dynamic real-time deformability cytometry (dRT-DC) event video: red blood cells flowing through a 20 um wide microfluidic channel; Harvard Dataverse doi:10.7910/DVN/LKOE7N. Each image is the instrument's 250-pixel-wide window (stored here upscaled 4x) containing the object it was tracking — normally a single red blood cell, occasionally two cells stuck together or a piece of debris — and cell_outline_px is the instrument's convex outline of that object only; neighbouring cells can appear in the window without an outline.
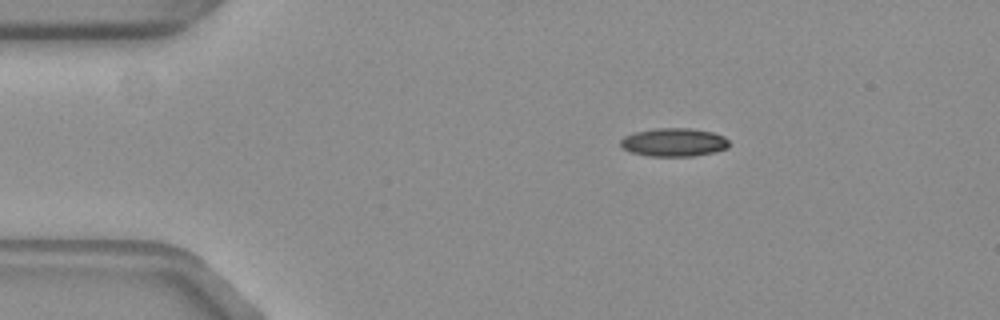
{"species": "common noctule bat (a hibernating species)", "species_latin": "Nyctalus noctula", "temperature_condition": "warm", "stored_images_in_passage": 26, "camera_frame_rate_fps": 3000, "um_per_image_px": 0.085, "animal": {"sex": "female", "body_mass_g": 19.3, "forearm_length_mm": 54.1}, "frame": {"image": 1, "passage_image": 1, "time_ms": 0.0, "image_size_px": [1000, 320], "cell_outline_px": [[728, 148], [712, 152], [692, 156], [652, 156], [632, 152], [624, 148], [620, 144], [620, 140], [624, 136], [632, 132], [656, 128], [688, 128], [712, 132], [724, 136], [728, 140]], "centroid_in_image_um": [57.26, 12.08], "position_along_channel_um": 27.7, "area_um2": 17.8}}
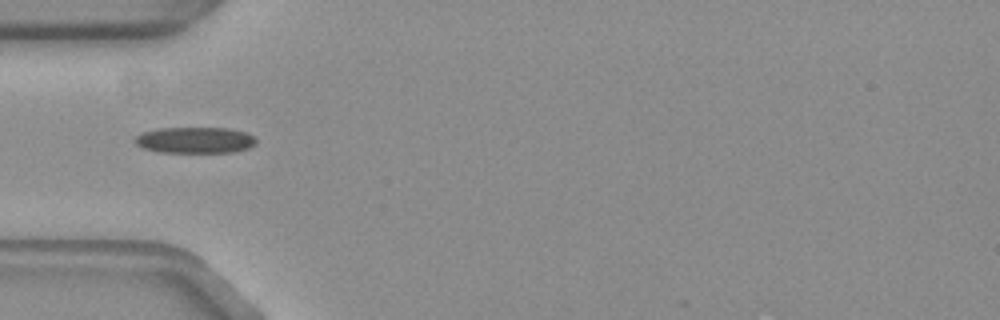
{"frame": {"image": 2, "passage_image": 9, "time_ms": 2.667, "image_size_px": [1000, 320], "cell_outline_px": [[256, 144], [248, 148], [232, 152], [156, 152], [140, 148], [132, 140], [140, 132], [160, 128], [228, 128], [248, 132], [256, 136]], "centroid_in_image_um": [16.55, 11.91], "position_along_channel_um": 68.4, "area_um2": 18.84}}
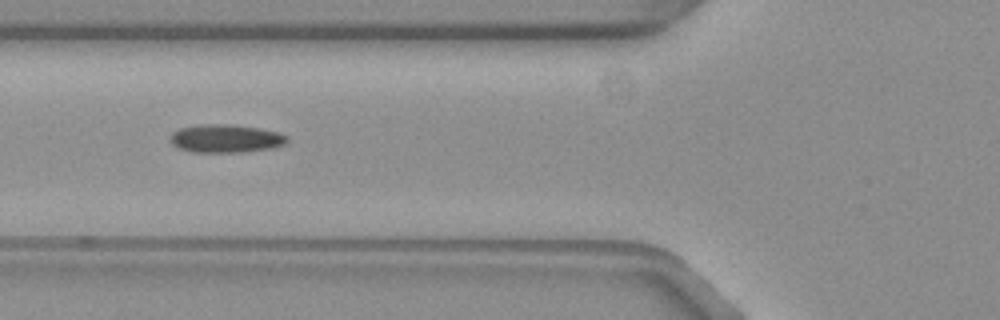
{"frame": {"image": 3, "passage_image": 12, "time_ms": 3.667, "image_size_px": [1000, 320], "cell_outline_px": [[288, 140], [284, 144], [272, 148], [240, 152], [192, 152], [180, 148], [172, 144], [172, 132], [180, 128], [200, 124], [228, 124], [260, 128], [276, 132], [288, 136]], "centroid_in_image_um": [19.2, 11.77], "position_along_channel_um": 106.6, "area_um2": 19.02}}